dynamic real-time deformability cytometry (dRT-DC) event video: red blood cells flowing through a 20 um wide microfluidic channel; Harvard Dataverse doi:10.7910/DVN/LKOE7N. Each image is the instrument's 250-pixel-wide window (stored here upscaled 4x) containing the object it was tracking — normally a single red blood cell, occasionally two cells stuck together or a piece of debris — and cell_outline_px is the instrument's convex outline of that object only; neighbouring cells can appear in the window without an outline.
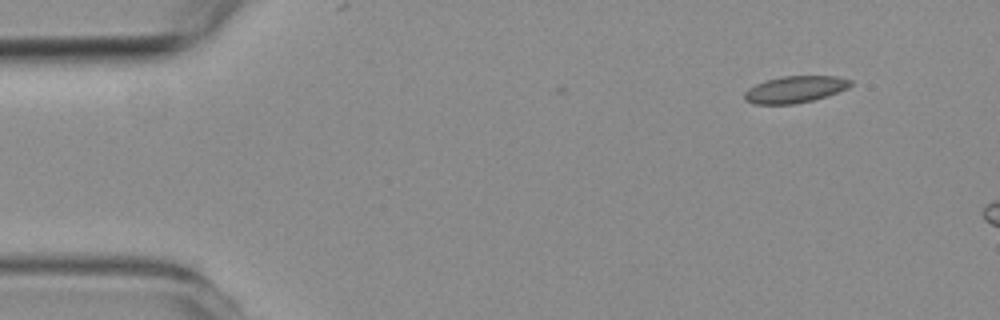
{"species": "common noctule bat (a hibernating species)", "species_latin": "Nyctalus noctula", "temperature_condition": "room temperature", "stored_images_in_passage": 5, "camera_frame_rate_fps": 3000, "um_per_image_px": 0.085, "animal": {"sex": "female", "body_mass_g": 19.3, "forearm_length_mm": 54.1}, "frame": {"image": 1, "passage_image": 1, "time_ms": 0.0, "image_size_px": [1000, 320], "cell_outline_px": [[852, 84], [848, 88], [812, 100], [792, 104], [756, 104], [744, 100], [744, 92], [748, 88], [764, 80], [780, 76], [836, 76], [852, 80]], "centroid_in_image_um": [67.54, 7.58], "position_along_channel_um": 17.5, "area_um2": 16.47}}
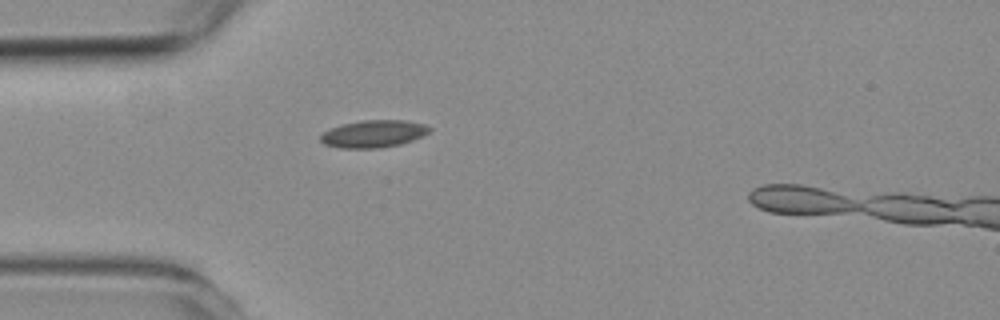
{"frame": {"image": 2, "passage_image": 4, "time_ms": 3.333, "image_size_px": [1000, 320], "cell_outline_px": [[432, 128], [428, 132], [412, 140], [400, 144], [376, 148], [340, 148], [324, 144], [320, 140], [320, 136], [324, 132], [332, 128], [344, 124], [364, 120], [404, 120], [424, 124]], "centroid_in_image_um": [31.74, 11.37], "position_along_channel_um": 53.3, "area_um2": 17.05}}